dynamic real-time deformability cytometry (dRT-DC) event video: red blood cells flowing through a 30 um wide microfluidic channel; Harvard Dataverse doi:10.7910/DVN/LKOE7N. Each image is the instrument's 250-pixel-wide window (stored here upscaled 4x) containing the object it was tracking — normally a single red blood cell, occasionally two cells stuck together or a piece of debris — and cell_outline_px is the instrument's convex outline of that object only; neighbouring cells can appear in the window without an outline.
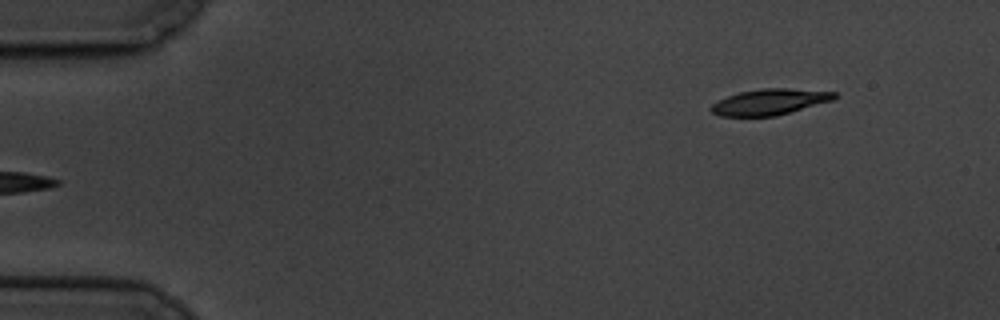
{"species": "common noctule bat (a hibernating species)", "species_latin": "Nyctalus noctula", "temperature_condition": "cold", "stored_images_in_passage": 6, "camera_frame_rate_fps": 3000, "um_per_image_px": 0.085, "animal": {"sex": "male", "body_mass_g": 19.5, "forearm_length_mm": 54.6}, "frame": {"image": 1, "passage_image": 6, "time_ms": 5.667, "image_size_px": [1000, 320], "cell_outline_px": [[836, 96], [832, 100], [776, 116], [720, 116], [712, 112], [708, 108], [712, 104], [728, 96], [740, 92], [760, 88], [788, 88], [836, 92]], "centroid_in_image_um": [65.39, 8.66], "position_along_channel_um": 19.6, "area_um2": 18.44}}